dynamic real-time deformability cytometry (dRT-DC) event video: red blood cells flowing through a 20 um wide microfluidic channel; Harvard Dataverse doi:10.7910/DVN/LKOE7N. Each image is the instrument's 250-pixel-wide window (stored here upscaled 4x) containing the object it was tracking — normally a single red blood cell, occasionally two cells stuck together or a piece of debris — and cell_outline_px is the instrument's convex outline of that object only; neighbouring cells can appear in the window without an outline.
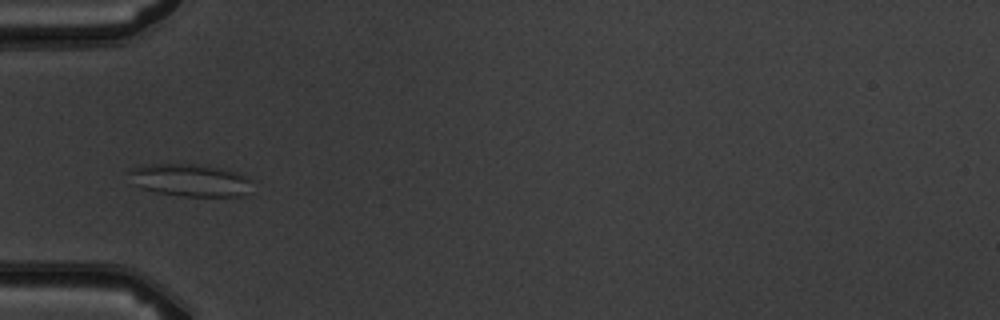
{"species": "common noctule bat (a hibernating species)", "species_latin": "Nyctalus noctula", "temperature_condition": "warm", "stored_images_in_passage": 4, "camera_frame_rate_fps": 3000, "um_per_image_px": 0.085, "animal": {"sex": "male", "body_mass_g": 19.5, "forearm_length_mm": 54.6}, "frame": {"image": 1, "passage_image": 4, "time_ms": 4.333, "image_size_px": [1000, 320], "cell_outline_px": [[252, 180], [244, 192], [240, 196], [184, 196], [156, 192], [140, 188], [132, 184], [124, 172], [132, 168], [144, 164], [196, 164], [228, 168], [248, 176]], "centroid_in_image_um": [16.07, 15.29], "position_along_channel_um": 68.9, "area_um2": 23.7}}